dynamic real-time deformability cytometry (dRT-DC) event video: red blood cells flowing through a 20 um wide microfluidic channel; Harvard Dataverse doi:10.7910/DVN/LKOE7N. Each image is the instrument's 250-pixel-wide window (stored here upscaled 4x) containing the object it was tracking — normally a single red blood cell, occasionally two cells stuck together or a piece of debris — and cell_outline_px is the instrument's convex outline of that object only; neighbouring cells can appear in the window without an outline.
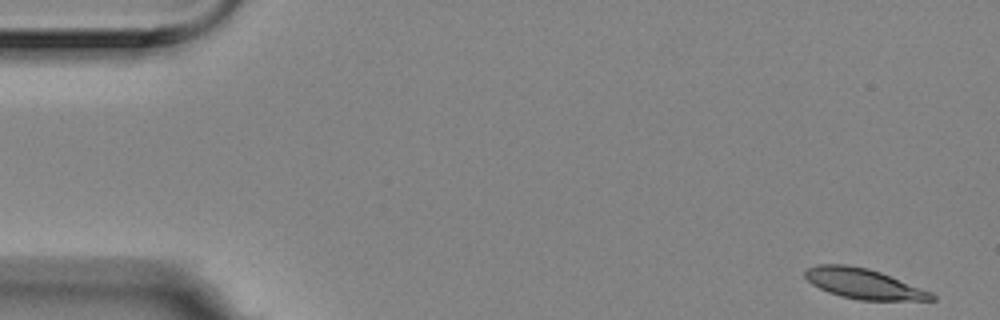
{"species": "Egyptian fruit bat (a non-hibernating species)", "species_latin": "Rousettus aegyptiacus", "temperature_condition": "room temperature", "stored_images_in_passage": 55, "camera_frame_rate_fps": 3000, "um_per_image_px": 0.085, "animal": {"sex": "female"}, "frame": {"image": 1, "passage_image": 1, "time_ms": 0.0, "image_size_px": [1000, 320], "cell_outline_px": [[936, 300], [860, 300], [840, 296], [828, 292], [812, 284], [804, 276], [804, 272], [808, 268], [816, 264], [844, 264], [868, 268], [880, 272], [932, 292], [936, 296]], "centroid_in_image_um": [73.4, 24.11], "position_along_channel_um": 11.6, "area_um2": 22.2}}
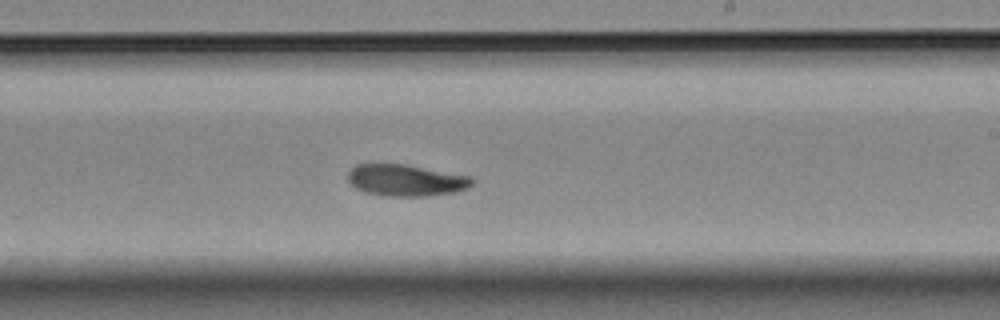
{"frame": {"image": 2, "passage_image": 32, "time_ms": 10.333, "image_size_px": [1000, 320], "cell_outline_px": [[476, 180], [468, 188], [456, 192], [428, 196], [384, 196], [364, 192], [356, 188], [348, 180], [348, 172], [356, 164], [404, 164], [472, 176]], "centroid_in_image_um": [34.54, 15.33], "position_along_channel_um": 254.5, "area_um2": 23.06}}
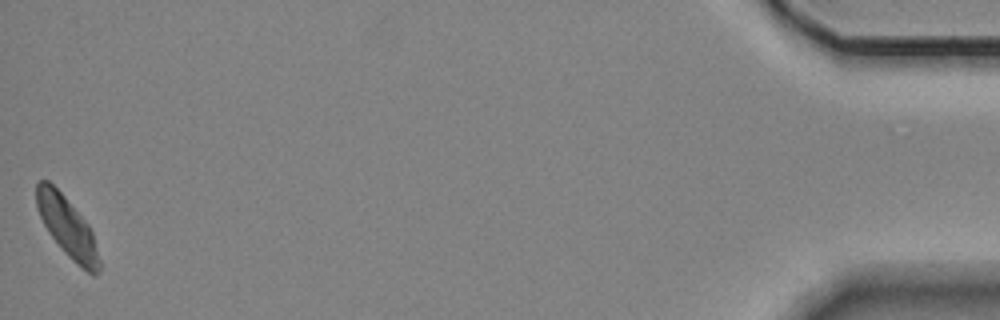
{"frame": {"image": 3, "passage_image": 55, "time_ms": 18.0, "image_size_px": [1000, 320], "cell_outline_px": [[100, 272], [96, 276], [92, 276], [76, 264], [60, 248], [48, 232], [36, 208], [36, 184], [40, 180], [48, 180], [64, 196], [88, 224], [92, 232], [100, 260]], "centroid_in_image_um": [5.72, 19.34], "position_along_channel_um": 429.5, "area_um2": 21.96}, "authors_computed_cell_mechanics": {"area_um2": 22.831, "velocity_mm_per_s": 3.502, "shape_relaxation_time_tau1_ms": 4.8502, "shape_relaxation_time_tau2_ms": 6.3702, "deformation_change_tau1": 0.1312, "deformation_change_tau2": 0.1007}}